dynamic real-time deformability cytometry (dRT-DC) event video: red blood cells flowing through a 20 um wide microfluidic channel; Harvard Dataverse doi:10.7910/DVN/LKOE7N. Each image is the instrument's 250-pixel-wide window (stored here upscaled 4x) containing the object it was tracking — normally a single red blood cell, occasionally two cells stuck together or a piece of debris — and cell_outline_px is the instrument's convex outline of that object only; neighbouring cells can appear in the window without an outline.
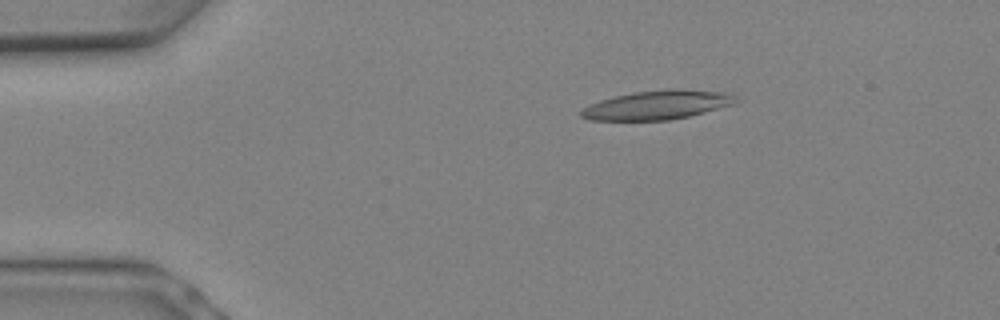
{"species": "Egyptian fruit bat (a non-hibernating species)", "species_latin": "Rousettus aegyptiacus", "temperature_condition": "warm", "stored_images_in_passage": 8, "camera_frame_rate_fps": 3000, "um_per_image_px": 0.085, "animal": {"sex": "female"}, "frame": {"image": 1, "passage_image": 4, "time_ms": 1.0, "image_size_px": [1000, 320], "cell_outline_px": [[744, 100], [736, 104], [688, 116], [668, 120], [592, 120], [580, 116], [576, 112], [600, 100], [632, 92], [668, 88], [684, 88], [724, 92], [736, 96]], "centroid_in_image_um": [55.95, 8.9], "position_along_channel_um": 29.1, "area_um2": 26.53}}
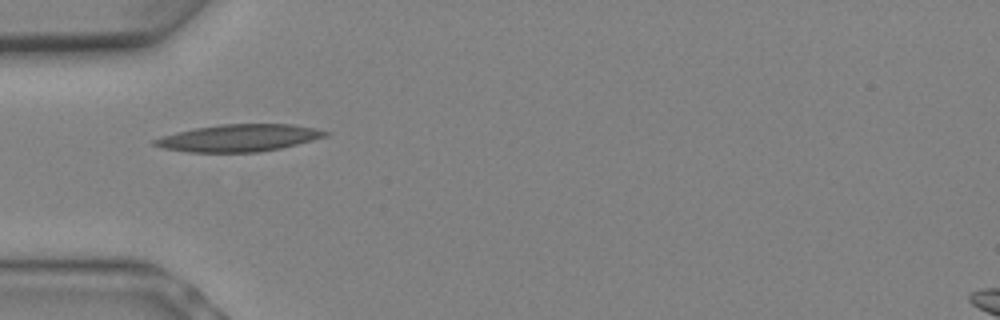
{"frame": {"image": 2, "passage_image": 7, "time_ms": 2.0, "image_size_px": [1000, 320], "cell_outline_px": [[332, 132], [328, 136], [280, 148], [260, 152], [188, 152], [164, 148], [152, 144], [152, 140], [160, 136], [176, 132], [196, 128], [224, 124], [292, 124], [316, 128]], "centroid_in_image_um": [20.32, 11.72], "position_along_channel_um": 64.7, "area_um2": 26.99}}